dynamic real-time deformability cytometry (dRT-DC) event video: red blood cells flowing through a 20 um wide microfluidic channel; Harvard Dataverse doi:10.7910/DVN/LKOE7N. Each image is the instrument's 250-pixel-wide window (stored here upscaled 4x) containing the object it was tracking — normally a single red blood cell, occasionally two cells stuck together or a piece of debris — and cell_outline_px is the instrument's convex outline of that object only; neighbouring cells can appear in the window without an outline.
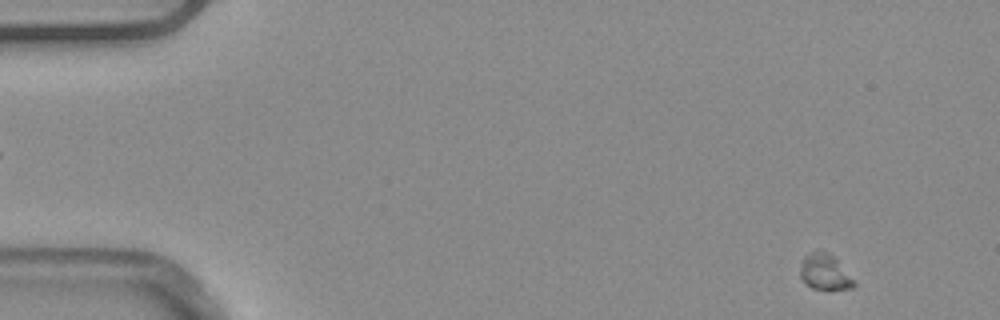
{"species": "common noctule bat (a hibernating species)", "species_latin": "Nyctalus noctula", "temperature_condition": "warm", "stored_images_in_passage": 16, "camera_frame_rate_fps": 3000, "um_per_image_px": 0.085, "animal": {"sex": "male", "body_mass_g": 20.4}, "frame": {"image": 1, "passage_image": 3, "time_ms": 0.667, "image_size_px": [1000, 320], "cell_outline_px": [[856, 284], [852, 288], [828, 292], [812, 288], [800, 276], [800, 268], [804, 256], [812, 252], [828, 252], [856, 280]], "centroid_in_image_um": [70.15, 23.2], "position_along_channel_um": 14.8, "area_um2": 11.33}}